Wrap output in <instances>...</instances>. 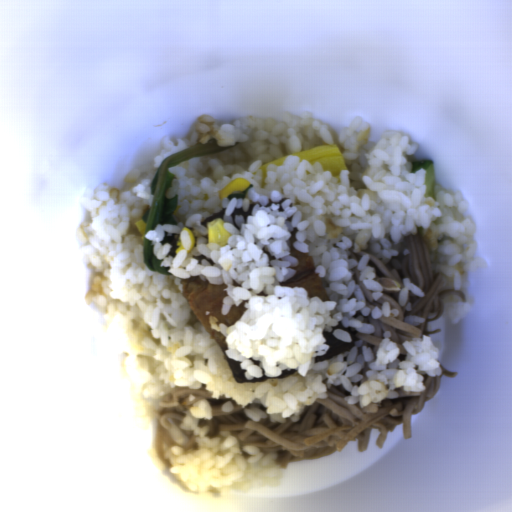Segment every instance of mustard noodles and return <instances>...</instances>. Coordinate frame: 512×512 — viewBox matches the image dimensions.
<instances>
[{"label":"mustard noodles","mask_w":512,"mask_h":512,"mask_svg":"<svg viewBox=\"0 0 512 512\" xmlns=\"http://www.w3.org/2000/svg\"><path fill=\"white\" fill-rule=\"evenodd\" d=\"M440 376L423 375L425 391L419 395L406 394L404 386L393 390L398 398H389L361 408L358 403L348 405L345 397L351 395L340 384L330 385L328 398L316 399L306 405L299 421L286 418V422L271 421L270 417L254 421L245 414L242 406L232 411H223L227 398L211 399L212 393L203 384L198 389L176 387L165 395L156 417L162 428L170 430L184 419L186 411L200 399H207L213 412L212 419L203 420L198 426L210 427L206 437L215 438L226 430L233 434L246 459L252 455L242 446L256 445L262 454L276 452L275 464L285 469L295 460L323 459L342 451L349 442L357 440L359 453L367 451L370 433L378 429L380 434L375 444L383 448L389 431L402 424L403 440L412 437V415L423 411L425 403L435 397L442 377L454 379L457 371H448L441 364Z\"/></svg>","instance_id":"0af2e427"},{"label":"mustard noodles","mask_w":512,"mask_h":512,"mask_svg":"<svg viewBox=\"0 0 512 512\" xmlns=\"http://www.w3.org/2000/svg\"><path fill=\"white\" fill-rule=\"evenodd\" d=\"M417 230L416 235L411 233L399 245L392 244L390 249L397 250L398 255L391 257L387 264L370 250L362 248L354 252L353 240L348 251V259H355L358 263L365 254H368L370 258L368 267H375L376 277L373 279L383 285L382 297L374 300L372 290H368L360 281L361 270L357 266L350 269L354 272V280L363 291L365 307L367 309L377 307L381 310L382 302H390L392 308H397L399 311L398 316L383 315L379 320L371 317L370 322L375 325L372 334L356 331V337L366 341V346L371 347L375 357L378 346L384 339L383 333L390 331L392 335L389 339L396 342L400 348L398 360L404 361L408 352L403 341H412L413 338L423 340V336L442 331L441 328H436L434 331H426V329L428 322L437 321L443 317L446 295L456 294L462 301L467 300L465 292L448 287L449 279L445 274L440 271L434 273L429 243L423 237L422 229Z\"/></svg>","instance_id":"7f7daa86"}]
</instances>
